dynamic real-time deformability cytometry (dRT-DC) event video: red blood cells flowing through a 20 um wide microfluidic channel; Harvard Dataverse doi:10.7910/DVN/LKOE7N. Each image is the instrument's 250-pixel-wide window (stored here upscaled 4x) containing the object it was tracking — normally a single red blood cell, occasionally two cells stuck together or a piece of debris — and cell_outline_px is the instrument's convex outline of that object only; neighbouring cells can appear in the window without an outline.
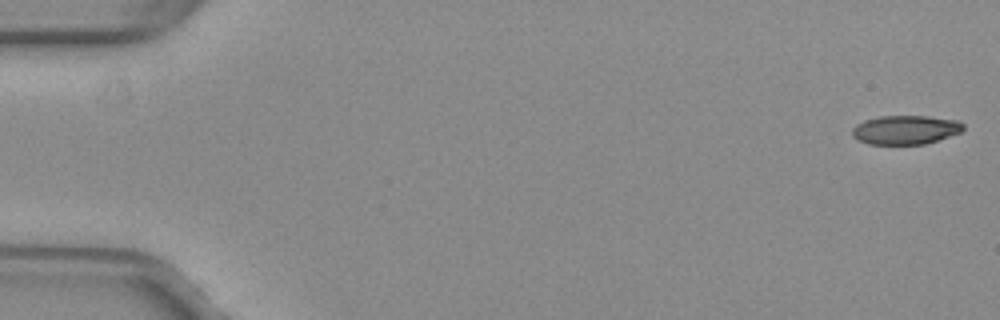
{"species": "common noctule bat (a hibernating species)", "species_latin": "Nyctalus noctula", "temperature_condition": "warm", "stored_images_in_passage": 52, "camera_frame_rate_fps": 3000, "um_per_image_px": 0.085, "animal": {"sex": "female", "body_mass_g": 29.2, "forearm_length_mm": 56.3}, "frame": {"image": 1, "passage_image": 1, "time_ms": 0.0, "image_size_px": [1000, 320], "cell_outline_px": [[964, 128], [960, 132], [924, 144], [868, 144], [852, 136], [852, 128], [856, 124], [864, 120], [880, 116], [928, 116], [960, 120], [964, 124]], "centroid_in_image_um": [76.96, 11.02], "position_along_channel_um": 8.0, "area_um2": 18.73}}
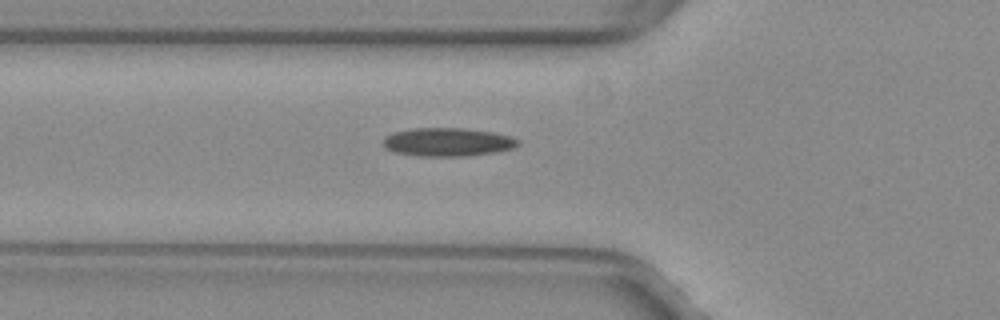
{"frame": {"image": 2, "passage_image": 19, "time_ms": 6.0, "image_size_px": [1000, 320], "cell_outline_px": [[516, 144], [512, 148], [496, 152], [468, 156], [416, 156], [392, 152], [384, 148], [384, 136], [392, 132], [412, 128], [460, 128], [492, 132], [508, 136], [516, 140]], "centroid_in_image_um": [37.94, 12.08], "position_along_channel_um": 87.9, "area_um2": 22.25}}
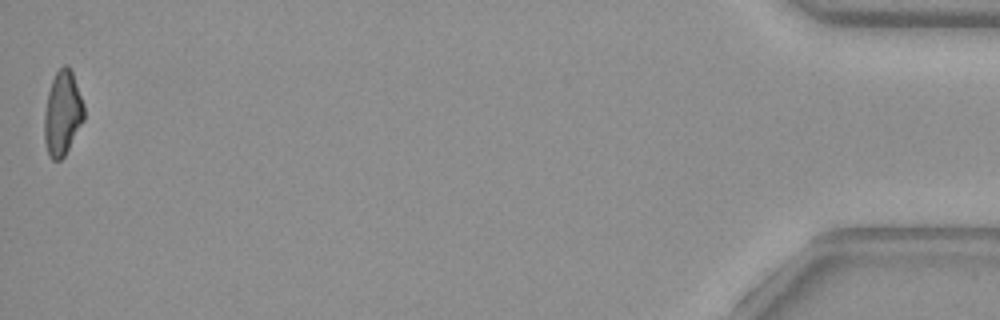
{"frame": {"image": 3, "passage_image": 52, "time_ms": 17.0, "image_size_px": [1000, 320], "cell_outline_px": [[84, 120], [64, 156], [60, 160], [52, 160], [48, 156], [44, 140], [44, 112], [48, 92], [52, 80], [56, 72], [64, 64], [68, 64], [72, 72], [84, 104]], "centroid_in_image_um": [5.3, 9.64], "position_along_channel_um": 429.9, "area_um2": 19.59}, "authors_computed_cell_mechanics": {"area_um2": 20.5479, "velocity_mm_per_s": 4.0084, "shape_relaxation_time_tau1_ms": null, "shape_relaxation_time_tau2_ms": 6.3762, "deformation_change_tau1": null, "deformation_change_tau2": 0.1567}}